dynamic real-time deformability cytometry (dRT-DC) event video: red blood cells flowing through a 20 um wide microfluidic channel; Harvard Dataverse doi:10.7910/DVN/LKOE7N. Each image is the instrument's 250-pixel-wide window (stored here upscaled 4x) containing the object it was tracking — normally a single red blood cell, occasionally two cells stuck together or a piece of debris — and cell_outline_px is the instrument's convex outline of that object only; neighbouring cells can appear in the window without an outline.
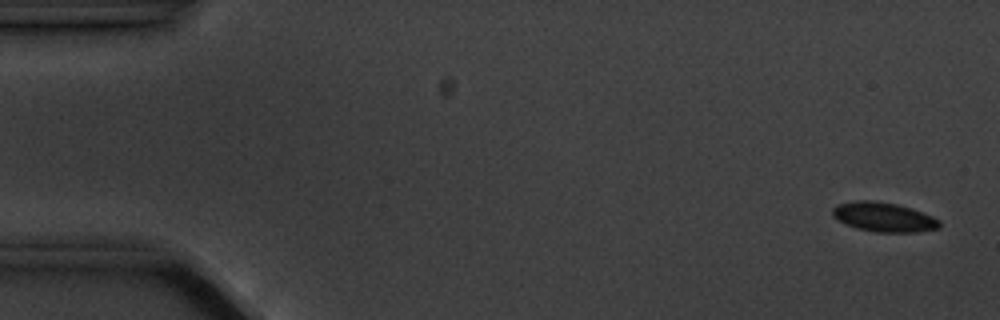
{"species": "common noctule bat (a hibernating species)", "species_latin": "Nyctalus noctula", "temperature_condition": "cold", "stored_images_in_passage": 4, "camera_frame_rate_fps": 3000, "um_per_image_px": 0.085, "animal": {"sex": "male", "body_mass_g": 20.1, "forearm_length_mm": 53.5}, "frame": {"image": 1, "passage_image": 1, "time_ms": 0.0, "image_size_px": [1000, 320], "cell_outline_px": [[940, 228], [916, 232], [876, 232], [856, 228], [836, 220], [832, 216], [832, 208], [836, 204], [856, 200], [876, 200], [896, 204], [912, 208], [932, 216], [940, 220]], "centroid_in_image_um": [75.09, 18.44], "position_along_channel_um": 9.9, "area_um2": 18.55}}